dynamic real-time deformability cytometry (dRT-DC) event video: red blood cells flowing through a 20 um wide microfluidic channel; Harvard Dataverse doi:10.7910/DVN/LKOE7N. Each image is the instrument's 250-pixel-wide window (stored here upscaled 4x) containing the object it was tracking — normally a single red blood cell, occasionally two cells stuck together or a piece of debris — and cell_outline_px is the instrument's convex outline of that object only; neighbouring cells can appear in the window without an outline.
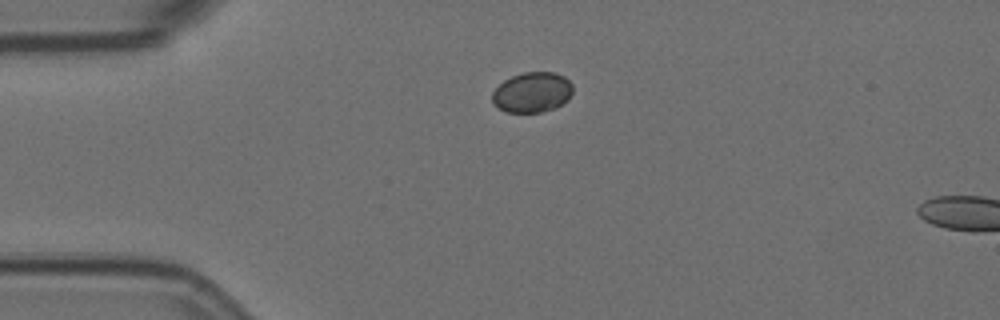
{"species": "Egyptian fruit bat (a non-hibernating species)", "species_latin": "Rousettus aegyptiacus", "temperature_condition": "room temperature", "stored_images_in_passage": 2, "camera_frame_rate_fps": 3000, "um_per_image_px": 0.085, "animal": {"sex": "female"}, "frame": {"image": 1, "passage_image": 1, "time_ms": 0.0, "image_size_px": [1000, 320], "cell_outline_px": [[572, 92], [568, 100], [556, 108], [540, 112], [504, 112], [492, 104], [492, 92], [504, 80], [512, 76], [524, 72], [556, 72], [564, 76], [572, 84]], "centroid_in_image_um": [45.23, 7.85], "position_along_channel_um": 39.8, "area_um2": 19.07}}